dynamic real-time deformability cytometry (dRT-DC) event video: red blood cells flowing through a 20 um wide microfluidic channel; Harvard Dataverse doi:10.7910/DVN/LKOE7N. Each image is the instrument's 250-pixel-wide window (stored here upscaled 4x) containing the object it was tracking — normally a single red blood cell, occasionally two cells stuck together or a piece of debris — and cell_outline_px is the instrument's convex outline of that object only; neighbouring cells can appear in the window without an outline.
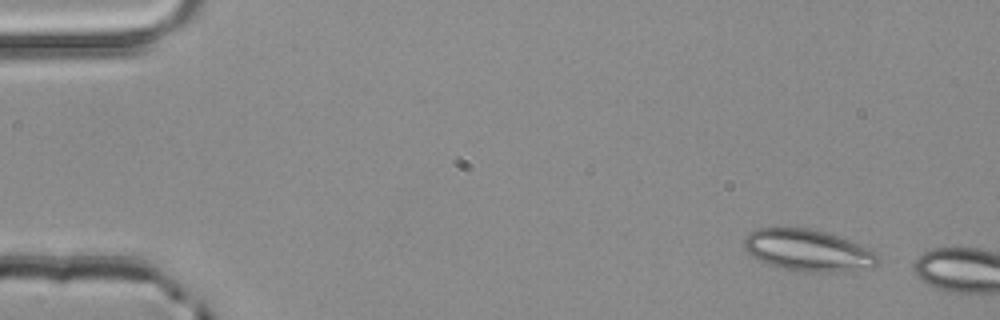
{"species": "common noctule bat (a hibernating species)", "species_latin": "Nyctalus noctula", "temperature_condition": "room temperature", "stored_images_in_passage": 2, "camera_frame_rate_fps": 3000, "um_per_image_px": 0.085, "animal": {"sex": "male", "body_mass_g": 20.4}, "frame": {"image": 1, "passage_image": 1, "time_ms": 0.0, "image_size_px": [1000, 320], "cell_outline_px": [[880, 260], [872, 268], [828, 272], [808, 272], [784, 268], [768, 264], [756, 260], [744, 248], [744, 240], [748, 232], [756, 228], [812, 228], [872, 248], [880, 256]], "centroid_in_image_um": [68.69, 21.28], "position_along_channel_um": 16.3, "area_um2": 32.6}}